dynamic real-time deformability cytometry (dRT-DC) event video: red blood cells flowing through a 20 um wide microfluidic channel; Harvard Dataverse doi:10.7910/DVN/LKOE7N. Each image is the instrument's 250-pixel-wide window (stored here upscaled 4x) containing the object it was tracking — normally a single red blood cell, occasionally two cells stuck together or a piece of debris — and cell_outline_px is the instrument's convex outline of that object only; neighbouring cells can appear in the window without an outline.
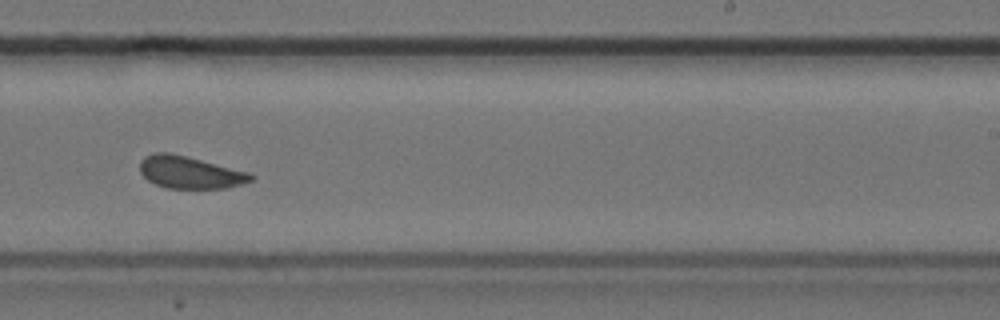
{"species": "common noctule bat (a hibernating species)", "species_latin": "Nyctalus noctula", "temperature_condition": "cold", "stored_images_in_passage": 40, "camera_frame_rate_fps": 3000, "um_per_image_px": 0.085, "animal": {"sex": "female", "body_mass_g": 24.6, "forearm_length_mm": 56.2}, "frame": {"image": 1, "passage_image": 23, "time_ms": 7.333, "image_size_px": [1000, 320], "cell_outline_px": [[256, 176], [252, 180], [228, 188], [168, 188], [156, 184], [148, 180], [140, 172], [140, 160], [144, 156], [156, 152], [168, 152], [248, 172]], "centroid_in_image_um": [16.12, 14.65], "position_along_channel_um": 272.9, "area_um2": 20.58}}